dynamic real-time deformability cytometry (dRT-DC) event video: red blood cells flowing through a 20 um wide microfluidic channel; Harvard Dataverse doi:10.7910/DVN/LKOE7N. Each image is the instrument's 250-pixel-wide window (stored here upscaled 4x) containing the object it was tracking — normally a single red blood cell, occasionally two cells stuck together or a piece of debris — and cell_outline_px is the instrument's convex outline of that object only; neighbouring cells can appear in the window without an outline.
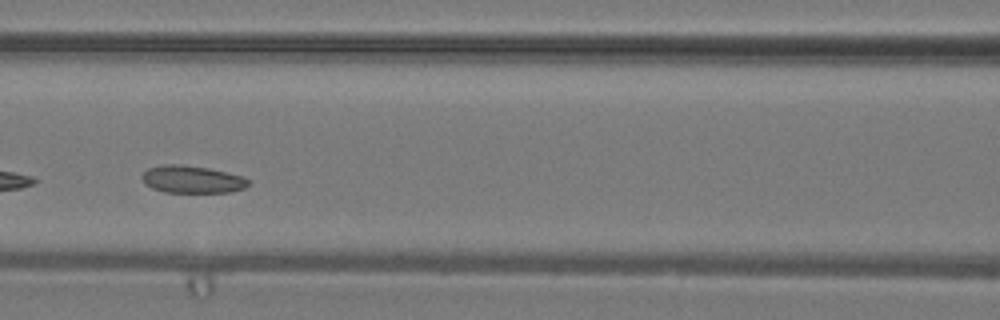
{"species": "common noctule bat (a hibernating species)", "species_latin": "Nyctalus noctula", "temperature_condition": "warm", "stored_images_in_passage": 27, "camera_frame_rate_fps": 3000, "um_per_image_px": 0.085, "animal": {"sex": "male", "body_mass_g": 19.2, "forearm_length_mm": 51.8}, "frame": {"image": 1, "passage_image": 12, "time_ms": 3.667, "image_size_px": [1000, 320], "cell_outline_px": [[248, 184], [244, 188], [232, 192], [164, 192], [152, 188], [144, 184], [140, 176], [148, 168], [164, 164], [180, 164], [208, 168], [244, 176], [248, 180]], "centroid_in_image_um": [16.29, 15.24], "position_along_channel_um": 150.3, "area_um2": 17.05}}